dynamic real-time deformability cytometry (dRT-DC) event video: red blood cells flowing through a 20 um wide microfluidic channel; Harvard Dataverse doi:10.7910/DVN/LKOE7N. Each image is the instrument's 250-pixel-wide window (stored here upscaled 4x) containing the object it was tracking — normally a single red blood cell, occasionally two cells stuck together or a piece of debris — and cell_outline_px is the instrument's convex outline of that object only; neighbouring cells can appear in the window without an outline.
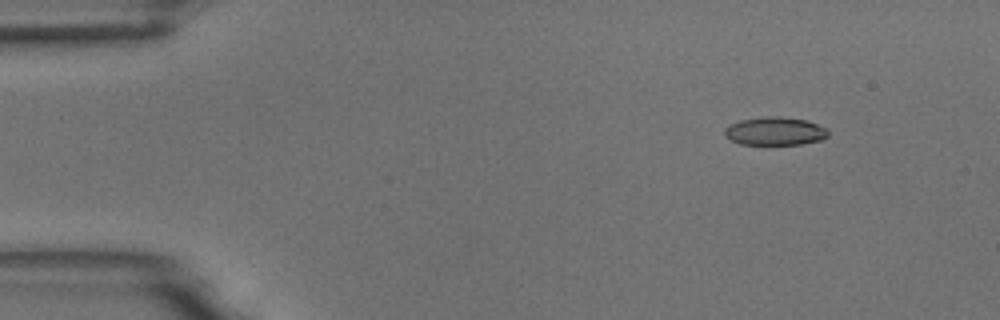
{"species": "common noctule bat (a hibernating species)", "species_latin": "Nyctalus noctula", "temperature_condition": "room temperature", "stored_images_in_passage": 50, "camera_frame_rate_fps": 3000, "um_per_image_px": 0.085, "animal": {"sex": "male", "body_mass_g": 18.8}, "frame": {"image": 1, "passage_image": 1, "time_ms": 0.0, "image_size_px": [1000, 320], "cell_outline_px": [[828, 136], [824, 140], [800, 144], [740, 144], [728, 140], [724, 136], [724, 128], [740, 120], [764, 116], [776, 116], [804, 120], [828, 128]], "centroid_in_image_um": [65.86, 11.16], "position_along_channel_um": 19.1, "area_um2": 17.11}}
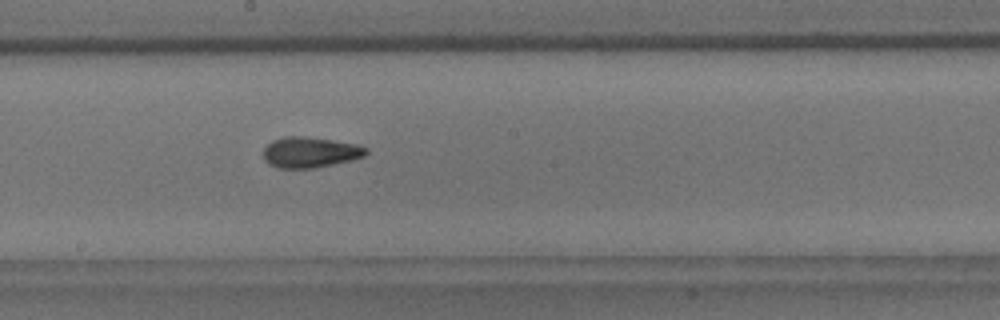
{"frame": {"image": 2, "passage_image": 25, "time_ms": 8.0, "image_size_px": [1000, 320], "cell_outline_px": [[368, 152], [364, 156], [332, 164], [312, 168], [280, 168], [268, 164], [264, 160], [264, 148], [272, 140], [284, 136], [304, 136], [332, 140], [356, 144], [368, 148]], "centroid_in_image_um": [26.32, 12.93], "position_along_channel_um": 221.9, "area_um2": 18.21}}
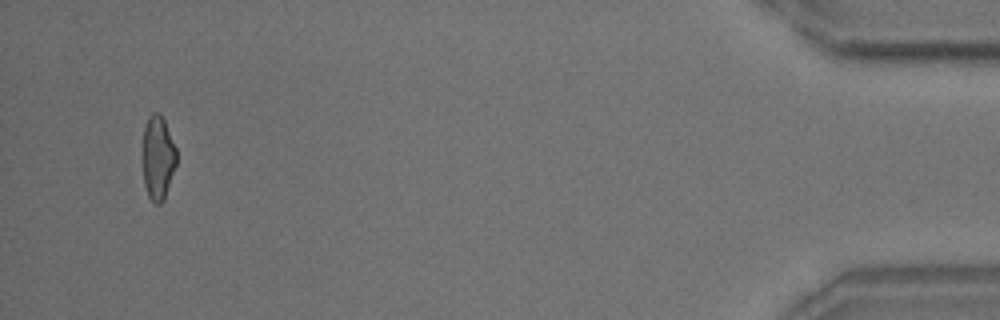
{"frame": {"image": 3, "passage_image": 48, "time_ms": 15.667, "image_size_px": [1000, 320], "cell_outline_px": [[176, 164], [164, 200], [160, 204], [156, 204], [148, 196], [144, 184], [140, 152], [144, 128], [148, 116], [152, 112], [160, 112], [164, 120], [176, 148]], "centroid_in_image_um": [13.37, 13.38], "position_along_channel_um": 421.8, "area_um2": 17.11}, "authors_computed_cell_mechanics": {"area_um2": 17.7446, "velocity_mm_per_s": 3.6435, "shape_relaxation_time_tau1_ms": 5.8318, "shape_relaxation_time_tau2_ms": 2.4219, "deformation_change_tau1": 0.1637, "deformation_change_tau2": 0.0976}}